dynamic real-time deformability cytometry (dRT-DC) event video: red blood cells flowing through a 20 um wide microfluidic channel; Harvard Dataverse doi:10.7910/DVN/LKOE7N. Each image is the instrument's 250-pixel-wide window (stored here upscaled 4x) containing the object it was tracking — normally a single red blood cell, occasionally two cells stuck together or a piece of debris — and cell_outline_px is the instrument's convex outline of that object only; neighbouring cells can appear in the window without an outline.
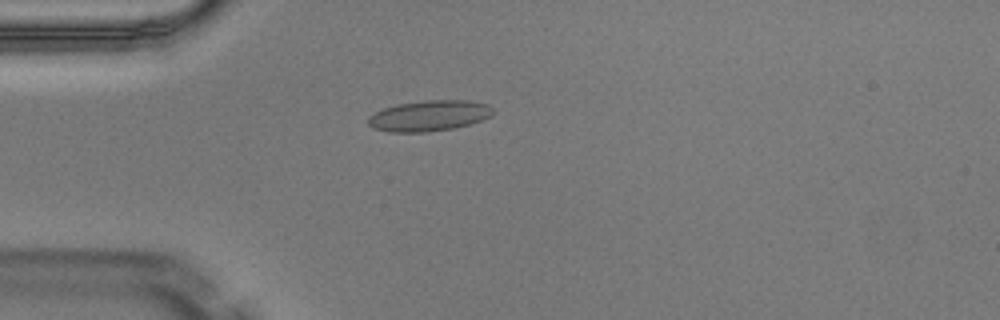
{"species": "Egyptian fruit bat (a non-hibernating species)", "species_latin": "Rousettus aegyptiacus", "temperature_condition": "warm", "stored_images_in_passage": 4, "camera_frame_rate_fps": 3000, "um_per_image_px": 0.085, "animal": {"sex": "male"}, "frame": {"image": 1, "passage_image": 4, "time_ms": 1.0, "image_size_px": [1000, 320], "cell_outline_px": [[492, 116], [468, 124], [452, 128], [424, 132], [388, 132], [372, 128], [368, 124], [368, 116], [384, 108], [396, 104], [428, 100], [468, 100], [488, 104], [492, 108]], "centroid_in_image_um": [36.44, 9.83], "position_along_channel_um": 48.6, "area_um2": 22.25}}